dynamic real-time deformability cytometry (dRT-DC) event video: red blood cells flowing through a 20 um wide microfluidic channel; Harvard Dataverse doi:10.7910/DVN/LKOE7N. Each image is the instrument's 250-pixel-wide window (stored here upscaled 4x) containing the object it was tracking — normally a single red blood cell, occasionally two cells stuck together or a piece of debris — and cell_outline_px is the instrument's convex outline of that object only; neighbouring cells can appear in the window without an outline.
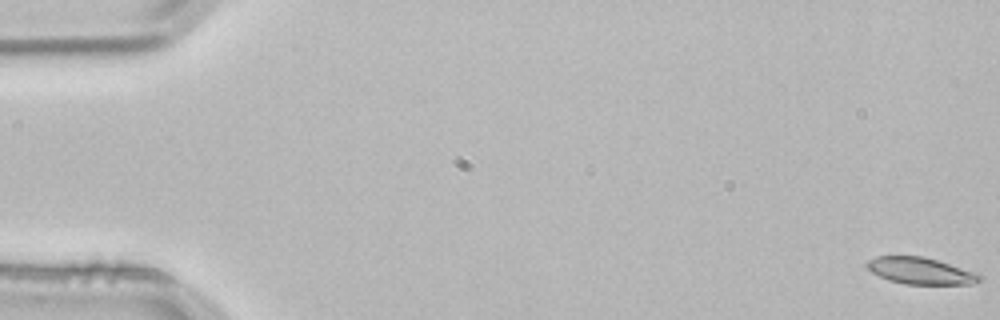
{"species": "common noctule bat (a hibernating species)", "species_latin": "Nyctalus noctula", "temperature_condition": "room temperature", "stored_images_in_passage": 4, "camera_frame_rate_fps": 3000, "um_per_image_px": 0.085, "animal": {"sex": "male", "body_mass_g": 21.5, "forearm_length_mm": 52.0}, "frame": {"image": 1, "passage_image": 1, "time_ms": 0.0, "image_size_px": [1000, 320], "cell_outline_px": [[980, 280], [972, 284], [904, 284], [888, 280], [872, 272], [864, 264], [868, 260], [876, 256], [924, 256], [980, 272]], "centroid_in_image_um": [78.27, 23.01], "position_along_channel_um": 6.7, "area_um2": 17.74}}
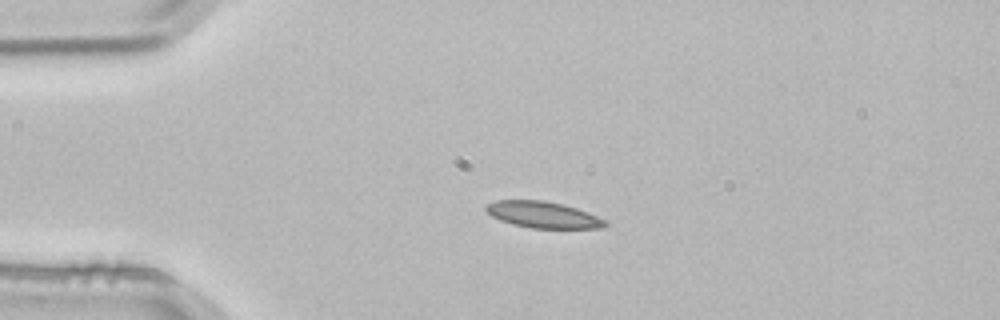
{"frame": {"image": 2, "passage_image": 3, "time_ms": 0.667, "image_size_px": [1000, 320], "cell_outline_px": [[608, 224], [604, 228], [532, 228], [512, 224], [500, 220], [492, 216], [484, 208], [484, 204], [496, 200], [544, 200], [576, 208], [588, 212], [608, 220]], "centroid_in_image_um": [46.17, 18.25], "position_along_channel_um": 38.8, "area_um2": 18.44}}